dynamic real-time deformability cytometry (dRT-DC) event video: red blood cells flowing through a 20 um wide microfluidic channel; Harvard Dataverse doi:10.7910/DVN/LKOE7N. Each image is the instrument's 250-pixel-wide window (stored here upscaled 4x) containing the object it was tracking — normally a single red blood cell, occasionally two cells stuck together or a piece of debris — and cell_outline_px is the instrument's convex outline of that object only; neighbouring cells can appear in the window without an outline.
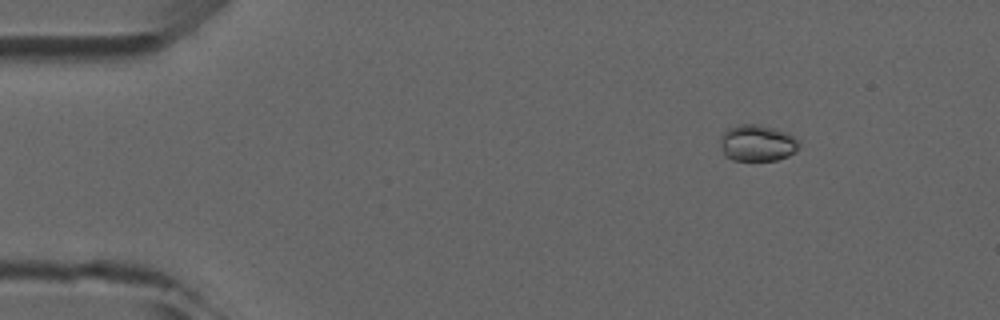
{"species": "common noctule bat (a hibernating species)", "species_latin": "Nyctalus noctula", "temperature_condition": "room temperature", "stored_images_in_passage": 5, "camera_frame_rate_fps": 3000, "um_per_image_px": 0.085, "animal": {"sex": "male", "forearm_length_mm": 52.5}, "frame": {"image": 1, "passage_image": 2, "time_ms": 1.333, "image_size_px": [1000, 320], "cell_outline_px": [[796, 148], [788, 156], [776, 160], [732, 160], [724, 156], [720, 144], [720, 136], [728, 128], [740, 124], [760, 124], [788, 132], [796, 136]], "centroid_in_image_um": [64.32, 12.14], "position_along_channel_um": 20.7, "area_um2": 16.7}}
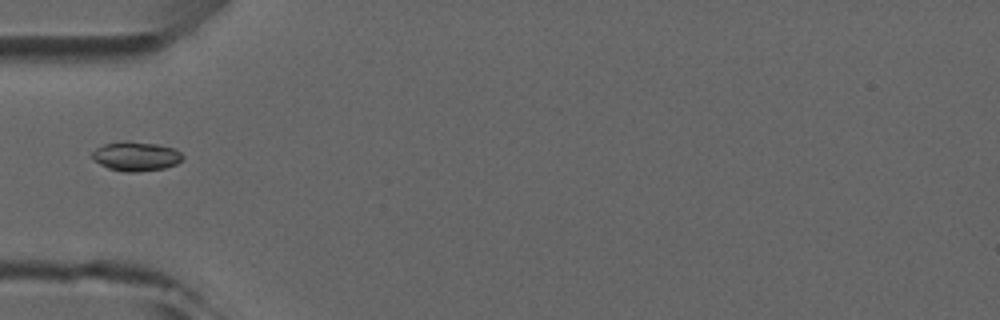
{"frame": {"image": 2, "passage_image": 5, "time_ms": 4.667, "image_size_px": [1000, 320], "cell_outline_px": [[184, 156], [176, 164], [164, 168], [136, 172], [124, 172], [108, 168], [100, 164], [92, 156], [92, 152], [96, 148], [104, 144], [156, 144], [172, 148], [180, 152]], "centroid_in_image_um": [11.57, 13.34], "position_along_channel_um": 73.4, "area_um2": 14.57}}